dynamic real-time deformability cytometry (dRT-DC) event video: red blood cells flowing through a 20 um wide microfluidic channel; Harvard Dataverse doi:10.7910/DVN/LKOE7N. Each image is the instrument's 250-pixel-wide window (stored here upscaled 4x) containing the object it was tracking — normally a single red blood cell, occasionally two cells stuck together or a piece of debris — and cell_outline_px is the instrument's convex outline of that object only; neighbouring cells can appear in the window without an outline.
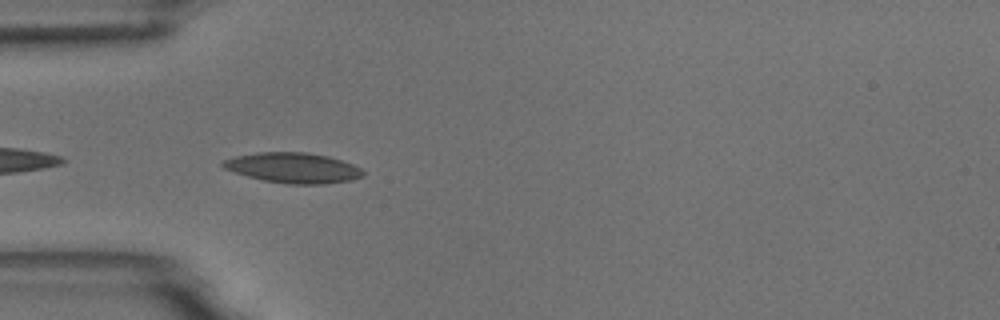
{"species": "common noctule bat (a hibernating species)", "species_latin": "Nyctalus noctula", "temperature_condition": "room temperature", "stored_images_in_passage": 5, "camera_frame_rate_fps": 3000, "um_per_image_px": 0.085, "animal": {"sex": "male", "body_mass_g": 18.8}, "frame": {"image": 1, "passage_image": 4, "time_ms": 4.333, "image_size_px": [1000, 320], "cell_outline_px": [[364, 176], [352, 180], [324, 184], [288, 184], [264, 180], [248, 176], [224, 168], [220, 164], [224, 160], [236, 156], [256, 152], [304, 152], [328, 156], [352, 164], [360, 168], [364, 172]], "centroid_in_image_um": [24.93, 14.26], "position_along_channel_um": 60.1, "area_um2": 24.57}}